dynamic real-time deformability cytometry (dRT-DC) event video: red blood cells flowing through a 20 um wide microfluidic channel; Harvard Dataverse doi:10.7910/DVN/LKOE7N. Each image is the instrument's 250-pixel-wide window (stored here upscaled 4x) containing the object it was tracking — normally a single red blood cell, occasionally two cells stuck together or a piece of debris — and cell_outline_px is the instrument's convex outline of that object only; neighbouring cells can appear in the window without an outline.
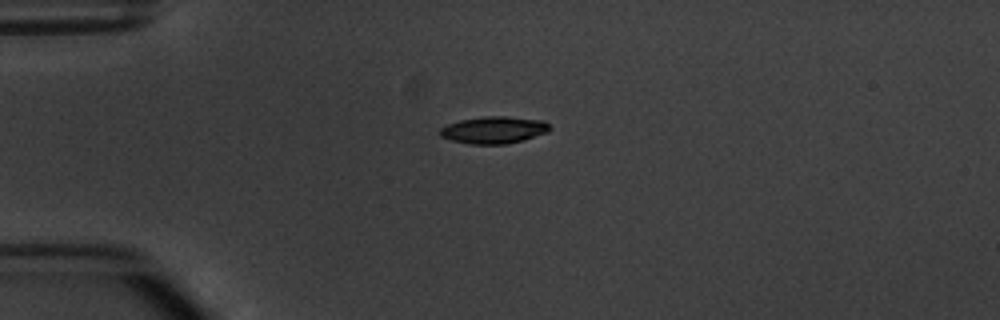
{"species": "common noctule bat (a hibernating species)", "species_latin": "Nyctalus noctula", "temperature_condition": "warm", "stored_images_in_passage": 5, "camera_frame_rate_fps": 3000, "um_per_image_px": 0.085, "animal": {"sex": "male", "body_mass_g": 20.1, "forearm_length_mm": 53.5}, "frame": {"image": 1, "passage_image": 5, "time_ms": 4.667, "image_size_px": [1000, 320], "cell_outline_px": [[552, 128], [548, 132], [524, 140], [504, 144], [468, 144], [452, 140], [440, 136], [440, 128], [448, 124], [460, 120], [484, 116], [504, 116], [544, 120]], "centroid_in_image_um": [42.0, 11.04], "position_along_channel_um": 43.0, "area_um2": 17.34}}